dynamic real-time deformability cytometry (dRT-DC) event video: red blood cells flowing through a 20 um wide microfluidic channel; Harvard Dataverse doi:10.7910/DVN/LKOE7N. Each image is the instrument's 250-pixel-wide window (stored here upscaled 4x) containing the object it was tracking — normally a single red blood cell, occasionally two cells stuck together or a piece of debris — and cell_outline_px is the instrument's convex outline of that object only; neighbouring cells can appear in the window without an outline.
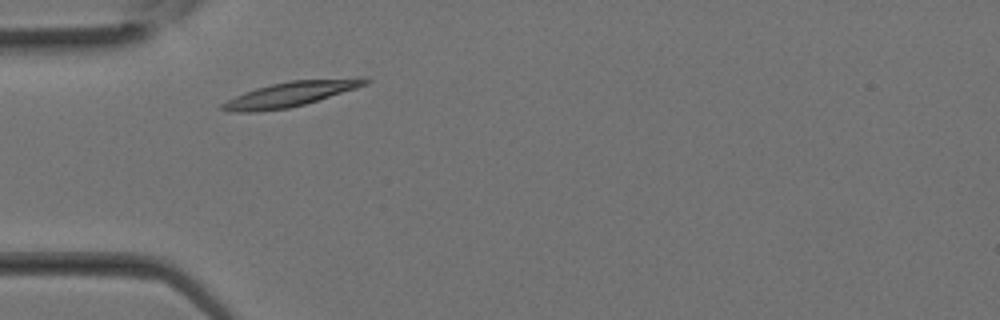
{"species": "Egyptian fruit bat (a non-hibernating species)", "species_latin": "Rousettus aegyptiacus", "temperature_condition": "room temperature", "stored_images_in_passage": 3, "camera_frame_rate_fps": 3000, "um_per_image_px": 0.085, "animal": {"sex": "female"}, "frame": {"image": 1, "passage_image": 1, "time_ms": 0.0, "image_size_px": [1000, 320], "cell_outline_px": [[372, 80], [368, 84], [356, 88], [304, 104], [288, 108], [256, 112], [228, 112], [220, 108], [220, 104], [244, 92], [256, 88], [272, 84], [292, 80], [364, 76], [368, 76]], "centroid_in_image_um": [24.77, 7.97], "position_along_channel_um": 60.2, "area_um2": 20.98}}
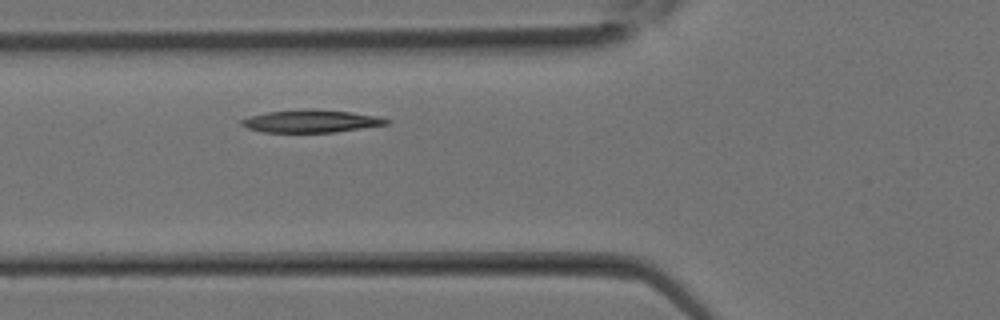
{"frame": {"image": 2, "passage_image": 3, "time_ms": 0.667, "image_size_px": [1000, 320], "cell_outline_px": [[392, 120], [388, 124], [332, 132], [264, 132], [248, 128], [240, 124], [240, 120], [248, 116], [268, 112], [312, 108], [348, 112], [380, 116]], "centroid_in_image_um": [26.44, 10.29], "position_along_channel_um": 99.4, "area_um2": 19.02}}